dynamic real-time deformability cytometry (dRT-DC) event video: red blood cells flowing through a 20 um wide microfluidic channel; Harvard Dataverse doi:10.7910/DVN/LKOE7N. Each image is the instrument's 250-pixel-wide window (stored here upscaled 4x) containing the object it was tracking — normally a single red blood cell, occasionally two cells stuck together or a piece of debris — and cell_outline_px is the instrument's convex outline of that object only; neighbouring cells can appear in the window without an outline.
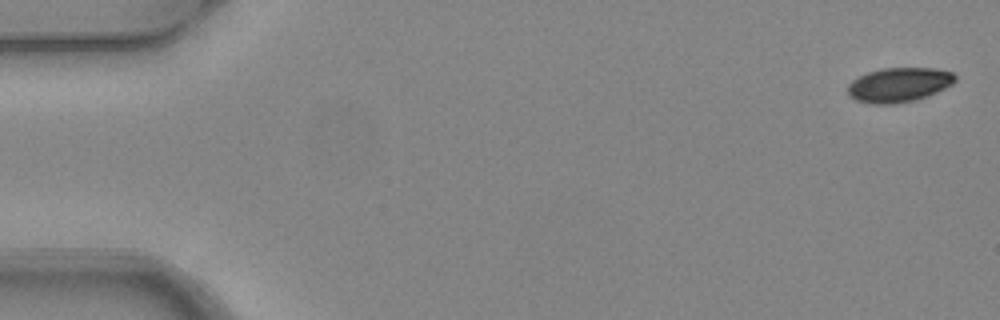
{"species": "common noctule bat (a hibernating species)", "species_latin": "Nyctalus noctula", "temperature_condition": "warm", "stored_images_in_passage": 4, "camera_frame_rate_fps": 3000, "um_per_image_px": 0.085, "animal": {"sex": "female", "body_mass_g": 24.6, "forearm_length_mm": 56.2}, "frame": {"image": 1, "passage_image": 1, "time_ms": 0.0, "image_size_px": [1000, 320], "cell_outline_px": [[956, 80], [952, 84], [928, 96], [916, 100], [892, 104], [872, 104], [856, 100], [848, 96], [848, 84], [852, 80], [868, 72], [880, 68], [936, 68], [952, 72], [956, 76]], "centroid_in_image_um": [76.4, 7.21], "position_along_channel_um": 8.6, "area_um2": 21.68}}
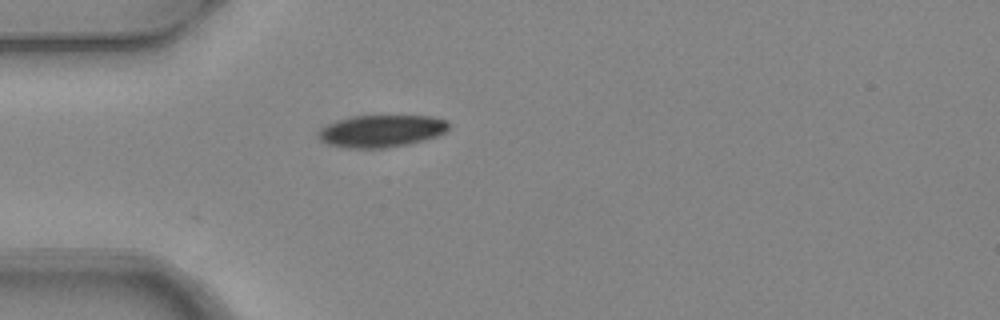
{"frame": {"image": 2, "passage_image": 4, "time_ms": 1.0, "image_size_px": [1000, 320], "cell_outline_px": [[448, 128], [444, 132], [436, 136], [424, 140], [408, 144], [384, 148], [352, 148], [328, 144], [320, 140], [320, 128], [328, 124], [352, 116], [432, 116], [448, 120]], "centroid_in_image_um": [32.45, 11.13], "position_along_channel_um": 52.6, "area_um2": 24.16}}